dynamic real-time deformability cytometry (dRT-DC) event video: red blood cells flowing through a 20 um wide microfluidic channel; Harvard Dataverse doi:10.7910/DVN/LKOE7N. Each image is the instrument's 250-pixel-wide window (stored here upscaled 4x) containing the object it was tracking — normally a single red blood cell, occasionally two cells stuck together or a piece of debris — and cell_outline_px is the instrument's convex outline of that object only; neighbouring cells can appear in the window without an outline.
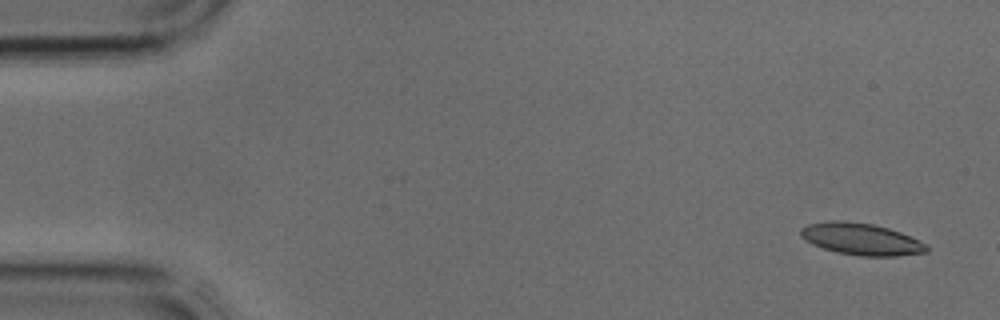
{"species": "common noctule bat (a hibernating species)", "species_latin": "Nyctalus noctula", "temperature_condition": "cold", "stored_images_in_passage": 3, "camera_frame_rate_fps": 3000, "um_per_image_px": 0.085, "animal": {"sex": "male", "body_mass_g": 17.9, "forearm_length_mm": 54.2}, "frame": {"image": 1, "passage_image": 1, "time_ms": 0.0, "image_size_px": [1000, 320], "cell_outline_px": [[928, 252], [896, 256], [860, 256], [836, 252], [812, 244], [804, 240], [800, 236], [800, 228], [808, 224], [832, 220], [840, 220], [872, 224], [888, 228], [900, 232], [928, 244]], "centroid_in_image_um": [73.19, 20.32], "position_along_channel_um": 11.8, "area_um2": 23.41}}